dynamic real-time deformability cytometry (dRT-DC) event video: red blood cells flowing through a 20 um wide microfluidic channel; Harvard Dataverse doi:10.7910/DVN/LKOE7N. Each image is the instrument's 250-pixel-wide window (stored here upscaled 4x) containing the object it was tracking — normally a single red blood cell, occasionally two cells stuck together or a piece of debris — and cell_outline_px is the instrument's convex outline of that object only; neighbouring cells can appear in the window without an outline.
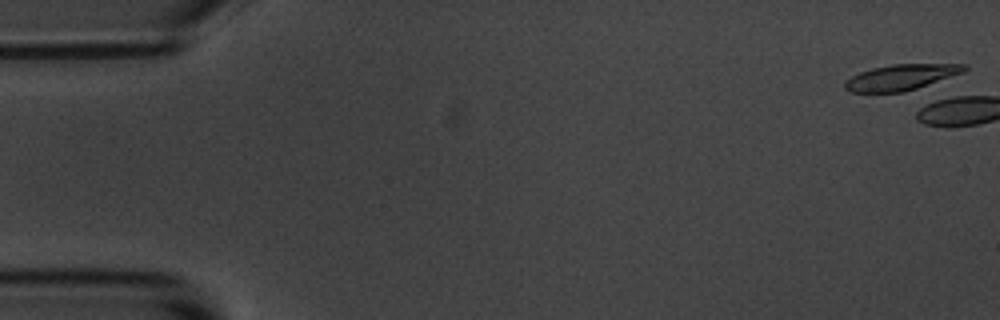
{"species": "common noctule bat (a hibernating species)", "species_latin": "Nyctalus noctula", "temperature_condition": "room temperature", "stored_images_in_passage": 10, "camera_frame_rate_fps": 3000, "um_per_image_px": 0.085, "animal": {"sex": "male", "body_mass_g": 20.1, "forearm_length_mm": 53.5}, "frame": {"image": 1, "passage_image": 1, "time_ms": 0.0, "image_size_px": [1000, 320], "cell_outline_px": [[968, 68], [964, 72], [904, 92], [848, 92], [844, 88], [844, 84], [852, 76], [860, 72], [872, 68], [892, 64], [968, 64]], "centroid_in_image_um": [76.59, 6.56], "position_along_channel_um": 8.4, "area_um2": 17.74}}
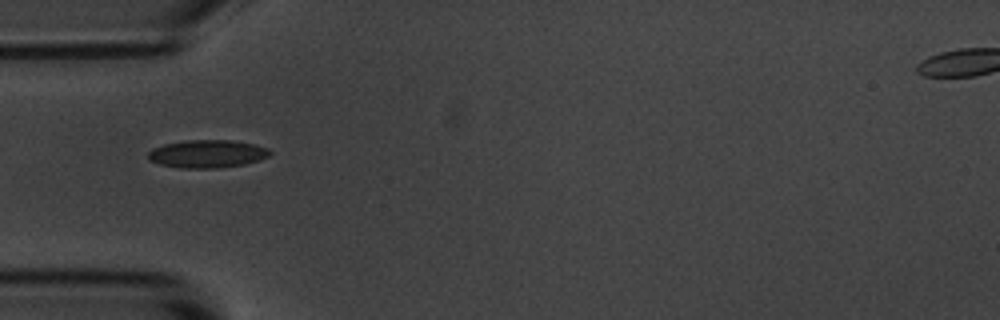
{"frame": {"image": 2, "passage_image": 6, "time_ms": 6.0, "image_size_px": [1000, 320], "cell_outline_px": [[272, 152], [268, 156], [260, 160], [244, 164], [216, 168], [180, 168], [160, 164], [148, 160], [148, 152], [152, 148], [164, 144], [184, 140], [228, 140], [252, 144], [268, 148]], "centroid_in_image_um": [17.58, 13.07], "position_along_channel_um": 67.4, "area_um2": 19.77}}
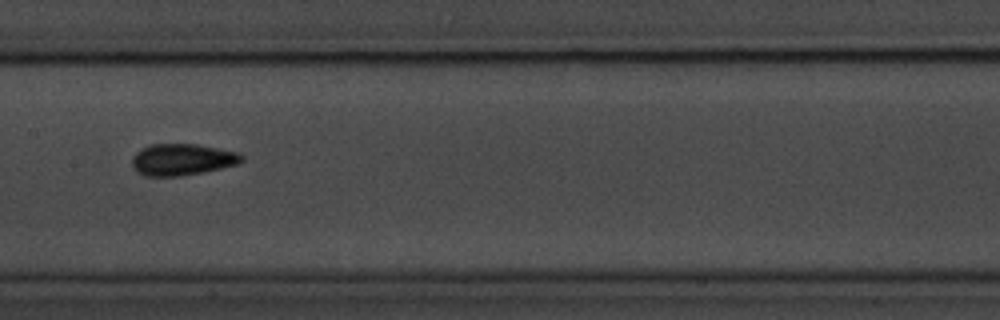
{"frame": {"image": 3, "passage_image": 9, "time_ms": 9.333, "image_size_px": [1000, 320], "cell_outline_px": [[244, 160], [236, 164], [204, 172], [180, 176], [144, 176], [136, 172], [132, 168], [132, 156], [140, 148], [152, 144], [196, 144], [240, 152], [244, 156]], "centroid_in_image_um": [15.46, 13.56], "position_along_channel_um": 191.9, "area_um2": 20.4}}